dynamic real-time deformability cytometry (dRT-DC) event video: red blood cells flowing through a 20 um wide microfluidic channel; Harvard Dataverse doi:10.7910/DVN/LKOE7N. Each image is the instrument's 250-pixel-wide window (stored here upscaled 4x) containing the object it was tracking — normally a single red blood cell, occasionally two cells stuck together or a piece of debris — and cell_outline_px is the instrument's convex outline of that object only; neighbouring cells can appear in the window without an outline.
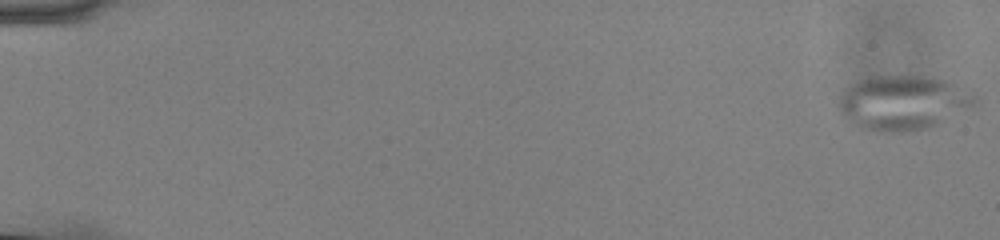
{"species": "common noctule bat (a hibernating species)", "species_latin": "Nyctalus noctula", "temperature_condition": "cold", "stored_images_in_passage": 56, "camera_frame_rate_fps": 3000, "um_per_image_px": 0.085, "animal": {"sex": "male", "body_mass_g": 13.0, "forearm_length_mm": 53.1}, "frame": {"image": 1, "passage_image": 1, "time_ms": 0.0, "image_size_px": [1000, 240], "cell_outline_px": [[976, 104], [972, 108], [940, 124], [916, 132], [872, 132], [860, 128], [844, 120], [840, 112], [840, 100], [844, 92], [848, 88], [860, 80], [880, 76], [920, 76], [944, 80], [972, 88], [976, 96]], "centroid_in_image_um": [76.84, 8.77], "position_along_channel_um": 8.2, "area_um2": 43.93}}
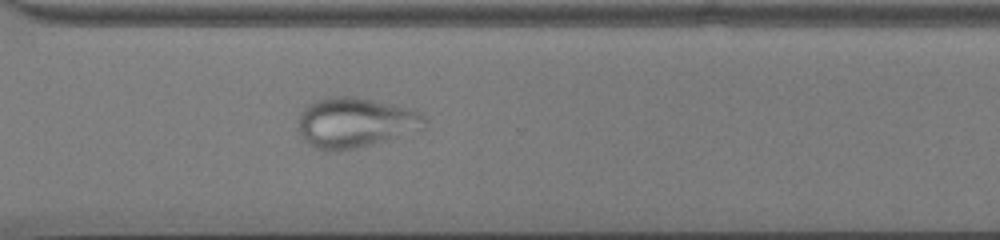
{"frame": {"image": 2, "passage_image": 42, "time_ms": 13.667, "image_size_px": [1000, 240], "cell_outline_px": [[424, 128], [372, 144], [356, 148], [328, 152], [324, 152], [312, 148], [304, 140], [296, 128], [300, 112], [308, 104], [328, 96], [352, 96], [412, 108], [420, 112], [424, 116]], "centroid_in_image_um": [30.12, 10.43], "position_along_channel_um": 340.5, "area_um2": 37.11}}
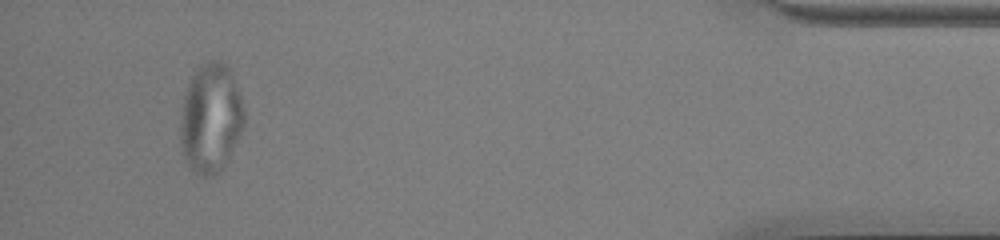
{"frame": {"image": 3, "passage_image": 53, "time_ms": 17.333, "image_size_px": [1000, 240], "cell_outline_px": [[244, 128], [228, 160], [212, 176], [204, 176], [192, 172], [184, 156], [180, 144], [180, 116], [184, 92], [192, 76], [200, 64], [208, 60], [220, 60], [232, 68], [244, 108]], "centroid_in_image_um": [17.92, 10.0], "position_along_channel_um": 417.3, "area_um2": 41.27}}